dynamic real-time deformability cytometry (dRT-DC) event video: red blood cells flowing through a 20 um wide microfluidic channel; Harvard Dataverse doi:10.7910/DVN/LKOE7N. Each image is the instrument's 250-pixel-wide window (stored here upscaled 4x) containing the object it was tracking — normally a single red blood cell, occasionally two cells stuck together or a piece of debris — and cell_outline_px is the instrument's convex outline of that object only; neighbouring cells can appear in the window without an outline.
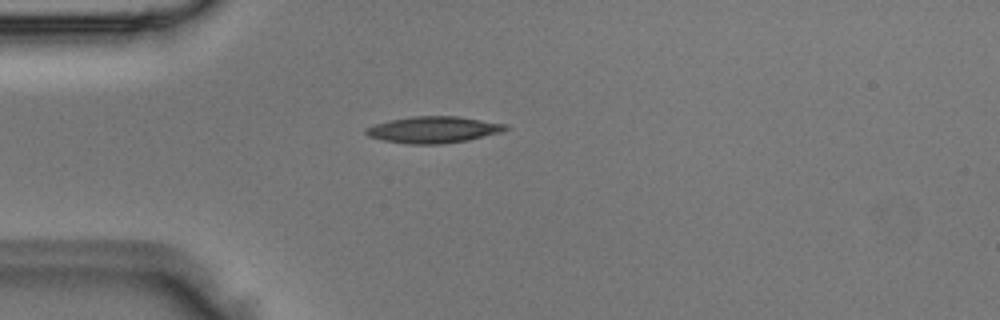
{"species": "Egyptian fruit bat (a non-hibernating species)", "species_latin": "Rousettus aegyptiacus", "temperature_condition": "room temperature", "stored_images_in_passage": 2, "camera_frame_rate_fps": 3000, "um_per_image_px": 0.085, "animal": {"sex": "male"}, "frame": {"image": 1, "passage_image": 2, "time_ms": 0.333, "image_size_px": [1000, 320], "cell_outline_px": [[512, 128], [504, 132], [468, 140], [440, 144], [408, 144], [384, 140], [368, 136], [364, 132], [364, 128], [376, 124], [392, 120], [412, 116], [456, 116], [508, 124]], "centroid_in_image_um": [36.91, 11.02], "position_along_channel_um": 48.1, "area_um2": 21.68}}